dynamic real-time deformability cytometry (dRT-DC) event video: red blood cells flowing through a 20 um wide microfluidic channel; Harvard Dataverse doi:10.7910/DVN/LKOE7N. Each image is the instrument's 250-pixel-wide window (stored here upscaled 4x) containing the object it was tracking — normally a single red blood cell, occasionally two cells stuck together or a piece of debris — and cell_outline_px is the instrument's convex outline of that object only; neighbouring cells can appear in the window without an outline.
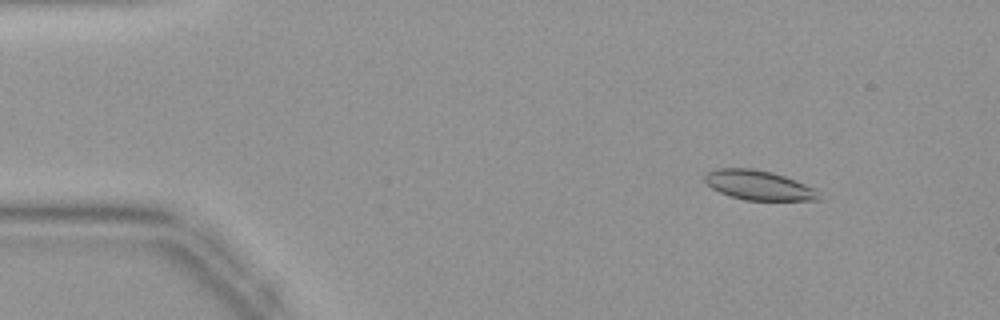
{"species": "common noctule bat (a hibernating species)", "species_latin": "Nyctalus noctula", "temperature_condition": "warm", "stored_images_in_passage": 40, "camera_frame_rate_fps": 3000, "um_per_image_px": 0.085, "animal": {"sex": "female", "body_mass_g": 19.9}, "frame": {"image": 1, "passage_image": 2, "time_ms": 0.333, "image_size_px": [1000, 320], "cell_outline_px": [[824, 200], [744, 200], [728, 196], [712, 188], [704, 180], [704, 176], [708, 172], [716, 168], [752, 168], [772, 172], [796, 180], [816, 188]], "centroid_in_image_um": [64.52, 15.75], "position_along_channel_um": 20.5, "area_um2": 19.88}}
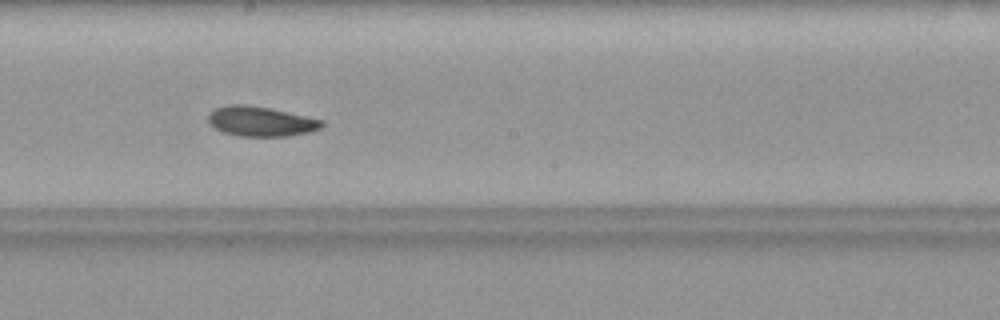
{"frame": {"image": 2, "passage_image": 21, "time_ms": 6.667, "image_size_px": [1000, 320], "cell_outline_px": [[324, 124], [320, 128], [308, 132], [288, 136], [240, 136], [224, 132], [216, 128], [208, 120], [208, 112], [216, 108], [232, 104], [244, 104], [272, 108], [324, 120]], "centroid_in_image_um": [22.18, 10.3], "position_along_channel_um": 226.0, "area_um2": 19.71}}
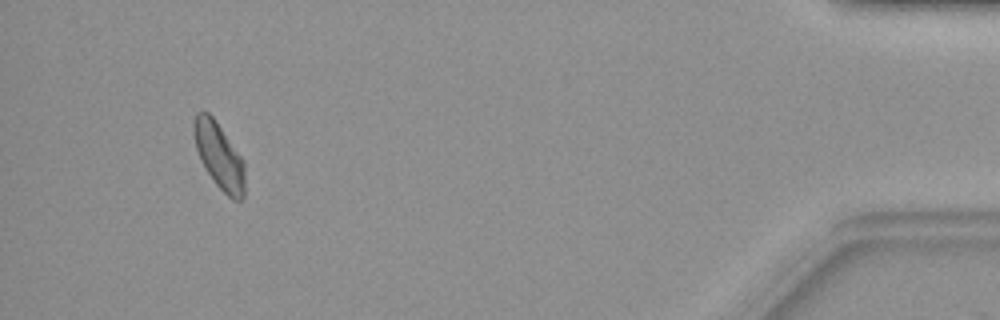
{"frame": {"image": 3, "passage_image": 38, "time_ms": 12.333, "image_size_px": [1000, 320], "cell_outline_px": [[244, 196], [240, 200], [232, 200], [216, 184], [204, 168], [200, 160], [196, 148], [192, 132], [192, 124], [196, 112], [208, 112], [216, 120], [244, 160]], "centroid_in_image_um": [18.6, 13.22], "position_along_channel_um": 416.6, "area_um2": 19.83}}